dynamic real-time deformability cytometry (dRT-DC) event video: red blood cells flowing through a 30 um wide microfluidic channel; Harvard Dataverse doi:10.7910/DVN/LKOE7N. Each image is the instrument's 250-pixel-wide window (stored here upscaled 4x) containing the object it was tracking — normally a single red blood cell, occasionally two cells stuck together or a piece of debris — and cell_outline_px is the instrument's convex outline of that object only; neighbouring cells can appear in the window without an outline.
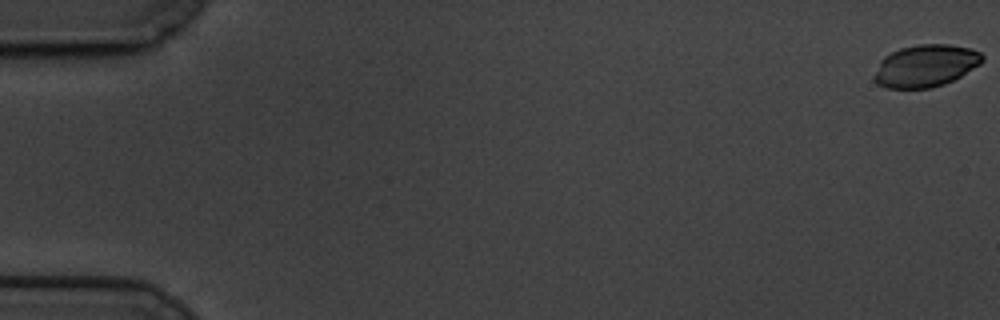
{"species": "common noctule bat (a hibernating species)", "species_latin": "Nyctalus noctula", "temperature_condition": "cold", "stored_images_in_passage": 61, "camera_frame_rate_fps": 3000, "um_per_image_px": 0.085, "animal": {"sex": "male", "body_mass_g": 19.5, "forearm_length_mm": 54.6}, "frame": {"image": 1, "passage_image": 1, "time_ms": 0.0, "image_size_px": [1000, 320], "cell_outline_px": [[984, 60], [980, 64], [960, 76], [944, 84], [932, 88], [884, 88], [876, 84], [876, 72], [880, 60], [884, 56], [900, 48], [920, 44], [948, 44], [972, 48], [980, 52], [984, 56]], "centroid_in_image_um": [78.7, 5.58], "position_along_channel_um": 6.3, "area_um2": 26.53}}
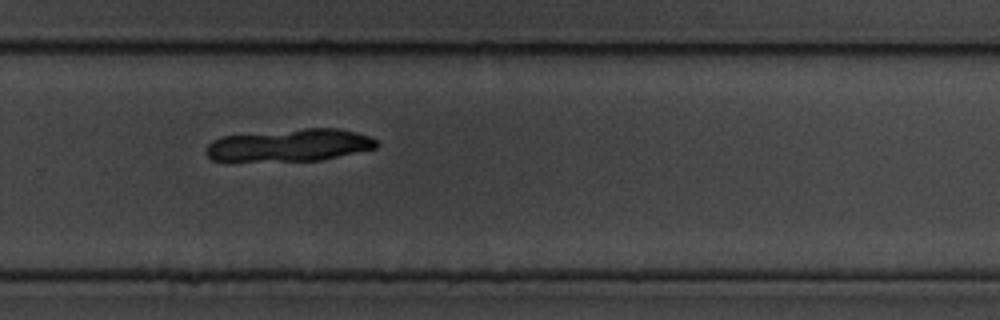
{"frame": {"image": 2, "passage_image": 42, "time_ms": 13.667, "image_size_px": [1000, 320], "cell_outline_px": [[380, 144], [376, 148], [320, 160], [212, 160], [208, 156], [208, 144], [212, 140], [224, 136], [304, 128], [340, 128], [356, 132], [368, 136], [376, 140]], "centroid_in_image_um": [24.69, 12.32], "position_along_channel_um": 305.1, "area_um2": 31.56}}